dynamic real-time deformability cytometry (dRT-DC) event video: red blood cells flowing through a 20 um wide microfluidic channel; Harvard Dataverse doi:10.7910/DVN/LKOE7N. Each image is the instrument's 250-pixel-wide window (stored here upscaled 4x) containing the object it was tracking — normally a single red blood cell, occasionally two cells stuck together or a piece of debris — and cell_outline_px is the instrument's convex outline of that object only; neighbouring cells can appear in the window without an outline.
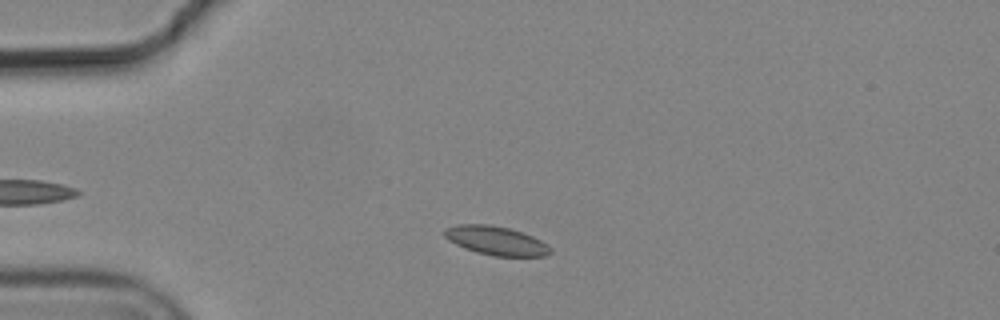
{"species": "common noctule bat (a hibernating species)", "species_latin": "Nyctalus noctula", "temperature_condition": "cold", "stored_images_in_passage": 4, "camera_frame_rate_fps": 3000, "um_per_image_px": 0.085, "animal": {"sex": "male", "body_mass_g": 19.2, "forearm_length_mm": 51.8}, "frame": {"image": 1, "passage_image": 2, "time_ms": 0.333, "image_size_px": [1000, 320], "cell_outline_px": [[552, 252], [544, 256], [496, 256], [476, 252], [464, 248], [448, 240], [444, 236], [444, 228], [460, 224], [488, 224], [508, 228], [532, 236], [548, 244], [552, 248]], "centroid_in_image_um": [42.16, 20.46], "position_along_channel_um": 42.8, "area_um2": 17.74}}
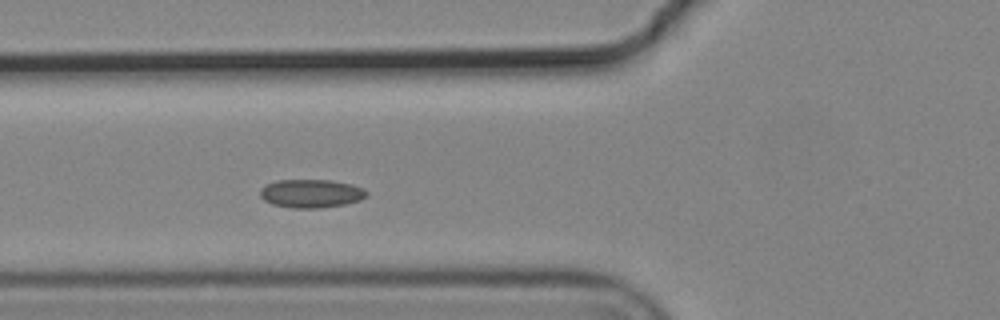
{"frame": {"image": 2, "passage_image": 4, "time_ms": 1.0, "image_size_px": [1000, 320], "cell_outline_px": [[368, 192], [360, 200], [344, 204], [316, 208], [292, 208], [272, 204], [264, 200], [260, 196], [260, 188], [264, 184], [276, 180], [332, 180], [352, 184]], "centroid_in_image_um": [26.38, 16.43], "position_along_channel_um": 99.4, "area_um2": 17.57}}